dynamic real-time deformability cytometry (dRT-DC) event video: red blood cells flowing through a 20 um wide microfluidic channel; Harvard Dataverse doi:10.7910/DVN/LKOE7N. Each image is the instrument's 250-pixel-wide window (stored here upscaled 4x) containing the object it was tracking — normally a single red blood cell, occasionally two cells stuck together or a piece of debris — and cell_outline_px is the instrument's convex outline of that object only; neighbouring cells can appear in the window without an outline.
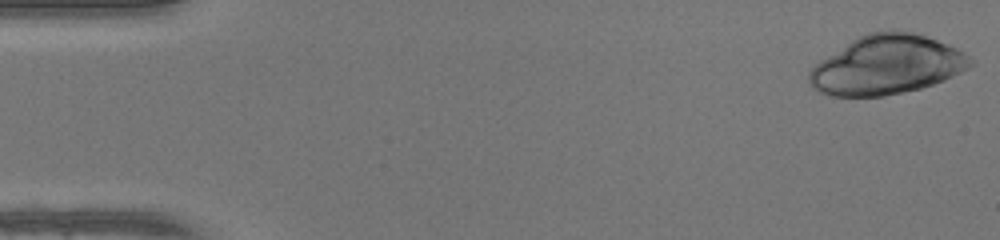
{"species": "human", "species_latin": "Homo sapiens", "temperature_condition": "warm", "stored_images_in_passage": 48, "camera_frame_rate_fps": 3000, "um_per_image_px": 0.085, "donor": {"sex": "female"}, "frame": {"image": 1, "passage_image": 1, "time_ms": 0.0, "image_size_px": [1000, 240], "cell_outline_px": [[976, 64], [944, 80], [920, 88], [884, 96], [832, 96], [820, 92], [812, 88], [808, 84], [808, 72], [820, 60], [852, 40], [868, 32], [888, 28], [896, 28], [912, 32], [948, 44], [964, 52], [976, 60]], "centroid_in_image_um": [75.38, 5.5], "position_along_channel_um": 9.6, "area_um2": 55.89}}
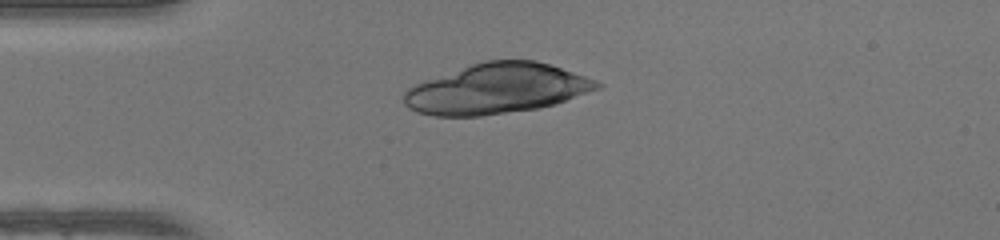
{"frame": {"image": 2, "passage_image": 12, "time_ms": 3.667, "image_size_px": [1000, 240], "cell_outline_px": [[604, 84], [600, 88], [556, 104], [536, 108], [480, 116], [436, 116], [416, 112], [408, 108], [404, 104], [404, 92], [408, 88], [424, 80], [472, 64], [488, 60], [536, 60], [596, 80]], "centroid_in_image_um": [42.21, 7.55], "position_along_channel_um": 42.8, "area_um2": 56.07}}